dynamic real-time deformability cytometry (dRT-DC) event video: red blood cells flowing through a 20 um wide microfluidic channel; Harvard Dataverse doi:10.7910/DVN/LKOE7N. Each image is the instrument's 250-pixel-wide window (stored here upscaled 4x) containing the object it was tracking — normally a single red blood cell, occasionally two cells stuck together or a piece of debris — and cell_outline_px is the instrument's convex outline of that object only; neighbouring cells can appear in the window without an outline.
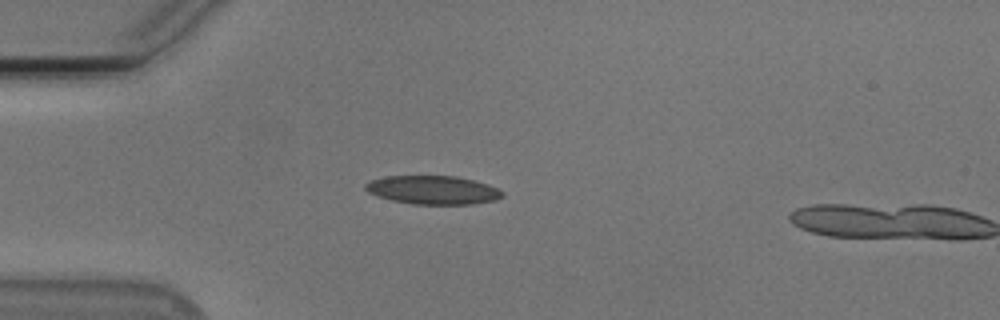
{"species": "Egyptian fruit bat (a non-hibernating species)", "species_latin": "Rousettus aegyptiacus", "temperature_condition": "cold", "stored_images_in_passage": 11, "camera_frame_rate_fps": 3000, "um_per_image_px": 0.085, "animal": {"sex": "male"}, "frame": {"image": 1, "passage_image": 10, "time_ms": 3.0, "image_size_px": [1000, 320], "cell_outline_px": [[504, 196], [496, 200], [472, 204], [412, 204], [392, 200], [376, 196], [368, 192], [364, 188], [364, 184], [372, 180], [384, 176], [456, 176], [472, 180], [496, 188], [504, 192]], "centroid_in_image_um": [36.77, 16.15], "position_along_channel_um": 48.2, "area_um2": 22.72}}